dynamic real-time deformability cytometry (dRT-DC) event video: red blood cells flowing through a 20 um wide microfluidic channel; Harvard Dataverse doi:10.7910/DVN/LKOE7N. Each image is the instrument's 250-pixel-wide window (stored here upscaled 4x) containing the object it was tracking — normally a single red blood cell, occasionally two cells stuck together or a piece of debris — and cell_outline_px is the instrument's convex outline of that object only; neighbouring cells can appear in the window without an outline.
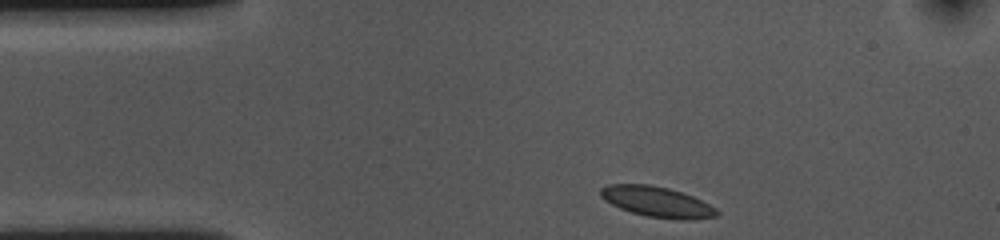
{"species": "common noctule bat (a hibernating species)", "species_latin": "Nyctalus noctula", "temperature_condition": "cold", "stored_images_in_passage": 36, "camera_frame_rate_fps": 3000, "um_per_image_px": 0.085, "animal": {"sex": "female", "body_mass_g": 10.0, "forearm_length_mm": 53.1}, "frame": {"image": 1, "passage_image": 1, "time_ms": 0.0, "image_size_px": [1000, 240], "cell_outline_px": [[720, 212], [716, 216], [692, 220], [680, 220], [648, 216], [632, 212], [620, 208], [604, 200], [600, 196], [600, 188], [608, 184], [648, 184], [668, 188], [692, 196], [716, 208]], "centroid_in_image_um": [55.83, 17.15], "position_along_channel_um": 29.2, "area_um2": 20.52}}
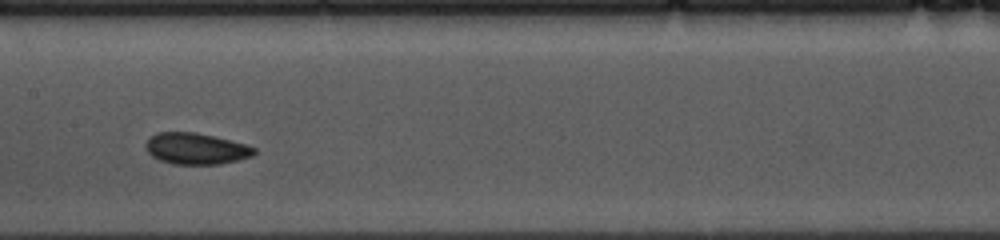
{"frame": {"image": 2, "passage_image": 18, "time_ms": 5.667, "image_size_px": [1000, 240], "cell_outline_px": [[256, 152], [252, 156], [220, 164], [172, 164], [160, 160], [152, 156], [144, 148], [144, 144], [156, 132], [196, 132], [244, 144], [256, 148]], "centroid_in_image_um": [16.62, 12.64], "position_along_channel_um": 190.8, "area_um2": 19.65}}
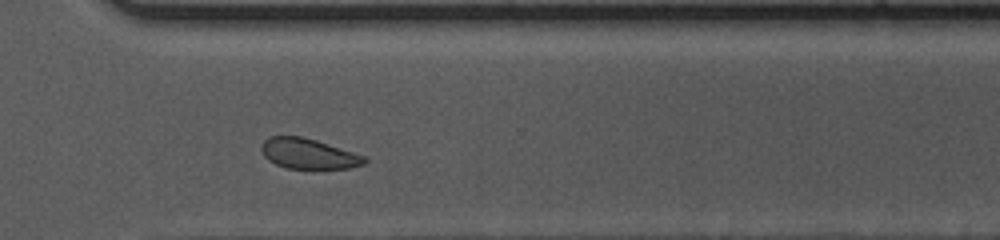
{"frame": {"image": 3, "passage_image": 31, "time_ms": 10.0, "image_size_px": [1000, 240], "cell_outline_px": [[368, 160], [364, 164], [352, 168], [288, 168], [276, 164], [268, 160], [264, 156], [260, 148], [264, 140], [268, 136], [300, 136], [316, 140], [368, 156]], "centroid_in_image_um": [26.25, 13.06], "position_along_channel_um": 344.4, "area_um2": 18.32}, "authors_computed_cell_mechanics": {"area_um2": 19.6809, "velocity_mm_per_s": 3.5516, "shape_relaxation_time_tau1_ms": null, "shape_relaxation_time_tau2_ms": 2.5822, "deformation_change_tau1": null, "deformation_change_tau2": 0.0575}}